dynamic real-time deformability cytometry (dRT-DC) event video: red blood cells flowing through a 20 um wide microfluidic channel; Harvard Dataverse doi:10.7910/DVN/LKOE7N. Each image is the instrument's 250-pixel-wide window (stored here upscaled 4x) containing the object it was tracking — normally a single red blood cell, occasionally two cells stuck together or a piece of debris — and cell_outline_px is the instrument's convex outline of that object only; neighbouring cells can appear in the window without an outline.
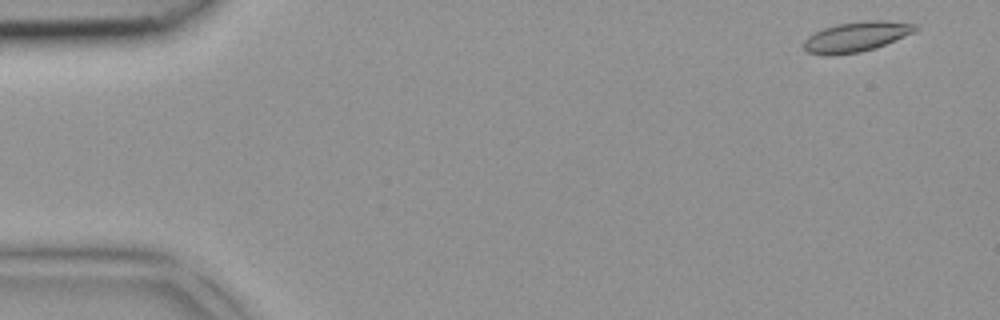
{"species": "common noctule bat (a hibernating species)", "species_latin": "Nyctalus noctula", "temperature_condition": "room temperature", "stored_images_in_passage": 5, "segment_of_instrument_passage": [2, 2], "camera_frame_rate_fps": 3000, "um_per_image_px": 0.085, "animal": {"sex": "female", "body_mass_g": 18.4}, "frame": {"image": 1, "passage_image": 5, "time_ms": 1.333, "image_size_px": [1000, 320], "cell_outline_px": [[920, 28], [916, 32], [876, 48], [860, 52], [832, 56], [828, 56], [808, 52], [804, 48], [804, 40], [808, 36], [824, 28], [836, 24], [868, 20], [884, 20], [916, 24]], "centroid_in_image_um": [72.83, 3.12], "position_along_channel_um": 12.2, "area_um2": 19.71}}